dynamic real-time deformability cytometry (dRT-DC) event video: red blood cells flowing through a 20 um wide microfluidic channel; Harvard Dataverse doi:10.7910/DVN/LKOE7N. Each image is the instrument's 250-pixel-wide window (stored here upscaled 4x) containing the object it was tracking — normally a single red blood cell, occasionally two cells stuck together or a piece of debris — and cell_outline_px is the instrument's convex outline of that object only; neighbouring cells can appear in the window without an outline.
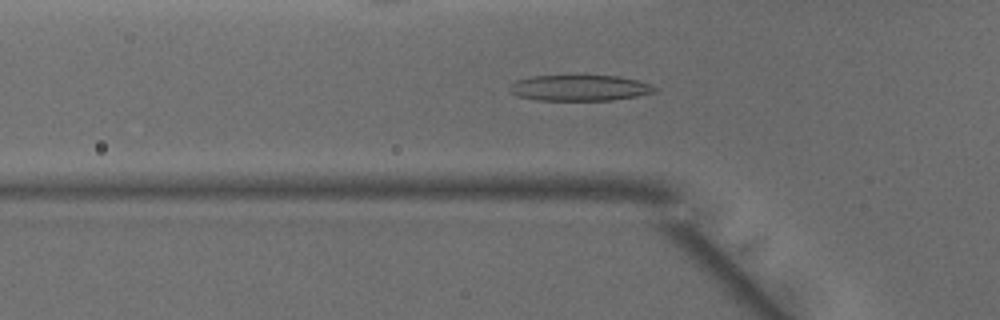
{"species": "common noctule bat (a hibernating species)", "species_latin": "Nyctalus noctula", "temperature_condition": "warm", "stored_images_in_passage": 38, "camera_frame_rate_fps": 3000, "um_per_image_px": 0.085, "animal": {"sex": "male", "body_mass_g": 15.6}, "frame": {"image": 1, "passage_image": 5, "time_ms": 1.333, "image_size_px": [1000, 320], "cell_outline_px": [[656, 92], [636, 96], [612, 100], [540, 100], [520, 96], [508, 92], [508, 88], [516, 80], [532, 76], [620, 76], [652, 84], [656, 88]], "centroid_in_image_um": [49.28, 7.47], "position_along_channel_um": 76.5, "area_um2": 21.73}}
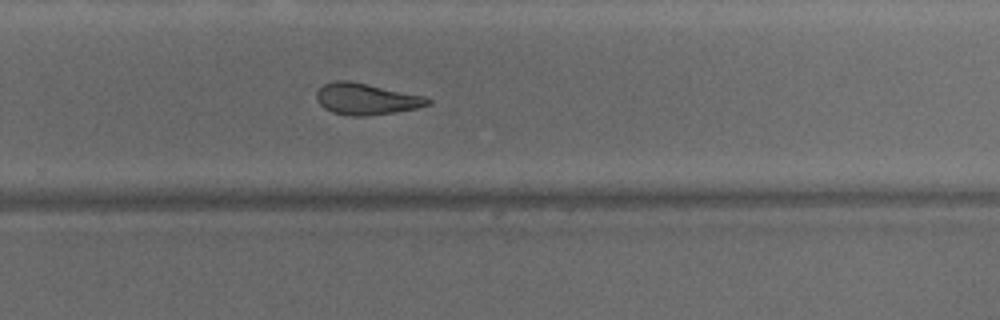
{"frame": {"image": 2, "passage_image": 21, "time_ms": 6.667, "image_size_px": [1000, 320], "cell_outline_px": [[432, 104], [416, 108], [396, 112], [368, 116], [352, 116], [332, 112], [324, 108], [316, 100], [316, 92], [324, 84], [336, 80], [348, 80], [424, 96], [432, 100]], "centroid_in_image_um": [31.12, 8.42], "position_along_channel_um": 298.7, "area_um2": 20.35}}
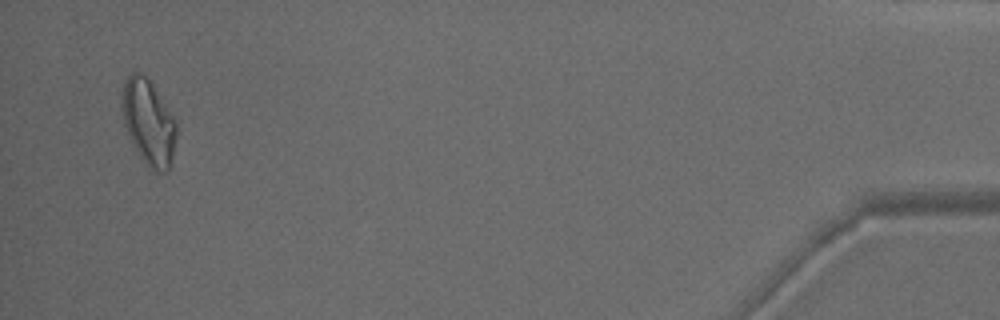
{"frame": {"image": 3, "passage_image": 36, "time_ms": 11.667, "image_size_px": [1000, 320], "cell_outline_px": [[176, 136], [172, 156], [168, 168], [164, 172], [160, 172], [148, 168], [144, 164], [132, 144], [124, 124], [124, 80], [132, 72], [140, 72], [152, 84], [176, 120]], "centroid_in_image_um": [12.64, 10.43], "position_along_channel_um": 422.6, "area_um2": 26.41}, "authors_computed_cell_mechanics": {"area_um2": 21.7328, "velocity_mm_per_s": 4.1561, "shape_relaxation_time_tau1_ms": 7.2446, "shape_relaxation_time_tau2_ms": 4.1104, "deformation_change_tau1": 0.2189, "deformation_change_tau2": 0.1439}}